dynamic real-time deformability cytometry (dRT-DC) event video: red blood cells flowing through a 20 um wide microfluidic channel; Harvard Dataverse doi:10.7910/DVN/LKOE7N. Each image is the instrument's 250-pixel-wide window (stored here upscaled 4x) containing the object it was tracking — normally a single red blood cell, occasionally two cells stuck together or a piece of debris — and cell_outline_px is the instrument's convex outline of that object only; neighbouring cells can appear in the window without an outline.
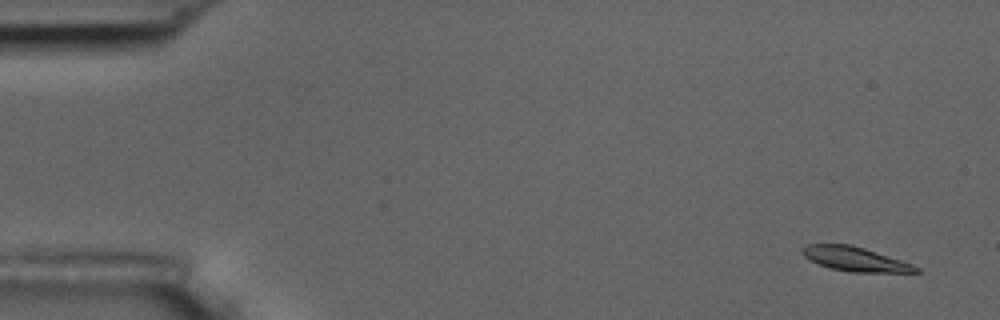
{"species": "common noctule bat (a hibernating species)", "species_latin": "Nyctalus noctula", "temperature_condition": "room temperature", "stored_images_in_passage": 6, "camera_frame_rate_fps": 3000, "um_per_image_px": 0.085, "animal": {"sex": "male", "body_mass_g": 17.5, "forearm_length_mm": 52.3}, "frame": {"image": 1, "passage_image": 1, "time_ms": 0.0, "image_size_px": [1000, 320], "cell_outline_px": [[920, 272], [852, 272], [832, 268], [808, 260], [800, 252], [808, 244], [848, 244], [864, 248], [912, 264], [920, 268]], "centroid_in_image_um": [72.67, 22.02], "position_along_channel_um": 12.3, "area_um2": 15.78}}
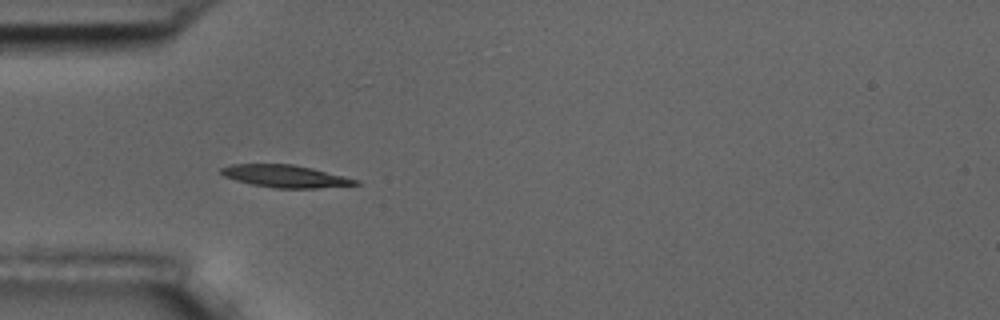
{"frame": {"image": 2, "passage_image": 5, "time_ms": 4.667, "image_size_px": [1000, 320], "cell_outline_px": [[360, 184], [316, 188], [272, 188], [252, 184], [236, 180], [224, 176], [220, 172], [220, 168], [232, 164], [292, 164], [312, 168], [360, 180]], "centroid_in_image_um": [24.25, 14.98], "position_along_channel_um": 60.8, "area_um2": 17.46}}